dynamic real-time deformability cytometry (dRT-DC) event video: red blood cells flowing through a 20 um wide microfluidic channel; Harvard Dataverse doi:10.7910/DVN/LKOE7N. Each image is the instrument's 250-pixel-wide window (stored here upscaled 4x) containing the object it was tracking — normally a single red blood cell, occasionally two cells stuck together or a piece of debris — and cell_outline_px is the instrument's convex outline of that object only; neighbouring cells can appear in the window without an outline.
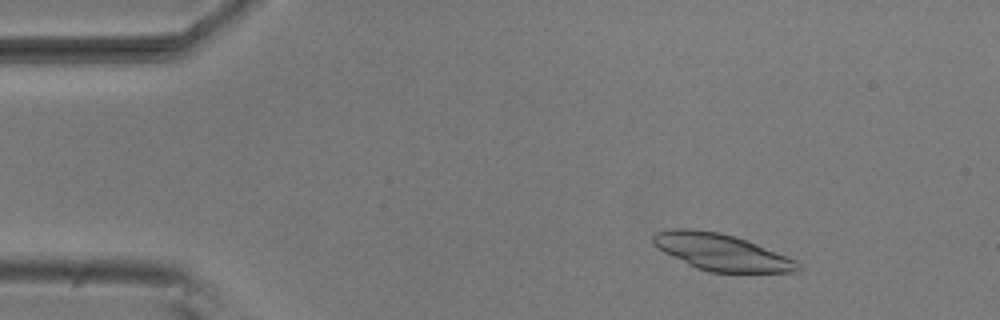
{"species": "common noctule bat (a hibernating species)", "species_latin": "Nyctalus noctula", "temperature_condition": "room temperature", "stored_images_in_passage": 7, "camera_frame_rate_fps": 3000, "um_per_image_px": 0.085, "animal": {"sex": "male", "body_mass_g": 20.5, "forearm_length_mm": 52.5}, "frame": {"image": 1, "passage_image": 2, "time_ms": 0.333, "image_size_px": [1000, 320], "cell_outline_px": [[800, 268], [796, 272], [708, 272], [696, 268], [656, 248], [652, 244], [652, 236], [656, 232], [668, 228], [692, 228], [720, 232], [756, 244], [796, 260], [800, 264]], "centroid_in_image_um": [61.25, 21.42], "position_along_channel_um": 23.8, "area_um2": 30.75}}